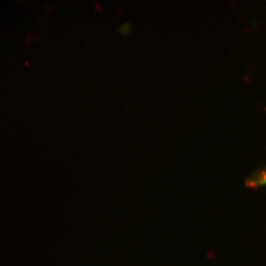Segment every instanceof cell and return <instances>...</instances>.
<instances>
[{"label": "cell", "instance_id": "6da1fadb", "mask_svg": "<svg viewBox=\"0 0 266 266\" xmlns=\"http://www.w3.org/2000/svg\"><path fill=\"white\" fill-rule=\"evenodd\" d=\"M264 166V167H263ZM257 168L251 175L246 176L245 186L250 188L266 187V165Z\"/></svg>", "mask_w": 266, "mask_h": 266}]
</instances>
